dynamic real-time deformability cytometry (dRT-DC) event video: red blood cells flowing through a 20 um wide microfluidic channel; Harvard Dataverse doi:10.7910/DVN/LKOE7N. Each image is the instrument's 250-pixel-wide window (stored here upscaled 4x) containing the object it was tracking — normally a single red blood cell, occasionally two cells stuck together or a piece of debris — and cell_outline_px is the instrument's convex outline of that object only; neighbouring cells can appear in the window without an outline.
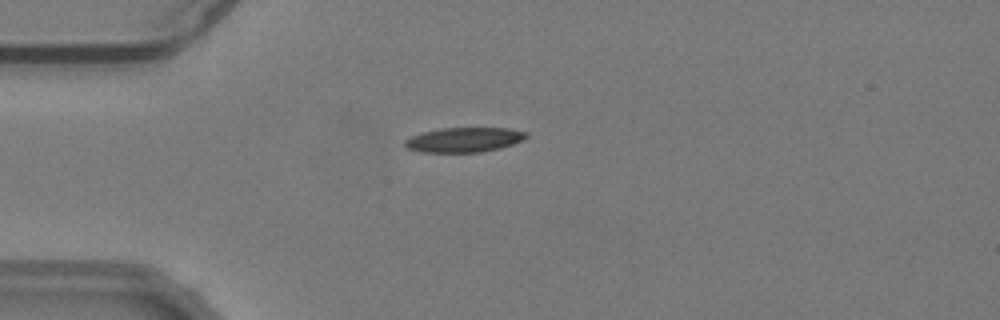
{"species": "common noctule bat (a hibernating species)", "species_latin": "Nyctalus noctula", "temperature_condition": "warm", "stored_images_in_passage": 22, "camera_frame_rate_fps": 3000, "um_per_image_px": 0.085, "animal": {"sex": "male", "body_mass_g": 19.2, "forearm_length_mm": 51.8}, "frame": {"image": 1, "passage_image": 3, "time_ms": 0.667, "image_size_px": [1000, 320], "cell_outline_px": [[528, 136], [524, 140], [500, 148], [480, 152], [420, 152], [408, 148], [404, 144], [404, 140], [412, 136], [424, 132], [440, 128], [508, 128], [528, 132]], "centroid_in_image_um": [39.48, 11.88], "position_along_channel_um": 45.5, "area_um2": 17.46}}
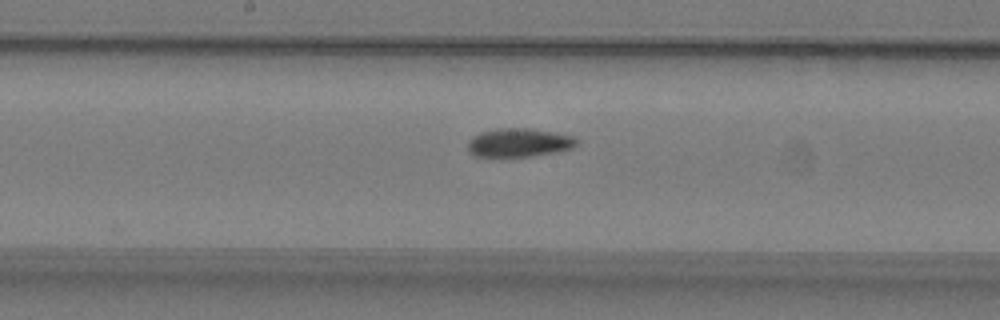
{"frame": {"image": 2, "passage_image": 17, "time_ms": 5.333, "image_size_px": [1000, 320], "cell_outline_px": [[580, 144], [572, 148], [556, 152], [532, 156], [476, 156], [468, 152], [468, 140], [472, 136], [480, 132], [496, 128], [528, 128], [576, 136]], "centroid_in_image_um": [44.13, 12.11], "position_along_channel_um": 204.1, "area_um2": 18.32}}
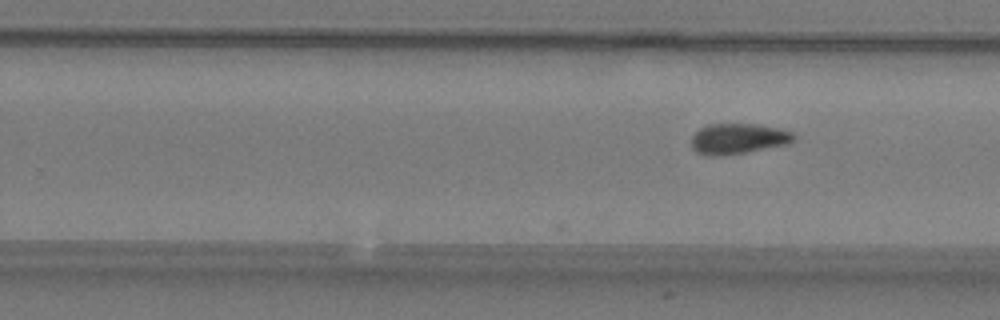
{"frame": {"image": 3, "passage_image": 22, "time_ms": 7.0, "image_size_px": [1000, 320], "cell_outline_px": [[796, 140], [788, 144], [744, 152], [720, 156], [696, 152], [692, 148], [692, 136], [700, 128], [708, 124], [756, 124], [780, 128], [792, 132], [796, 136]], "centroid_in_image_um": [62.78, 11.77], "position_along_channel_um": 267.0, "area_um2": 18.09}}